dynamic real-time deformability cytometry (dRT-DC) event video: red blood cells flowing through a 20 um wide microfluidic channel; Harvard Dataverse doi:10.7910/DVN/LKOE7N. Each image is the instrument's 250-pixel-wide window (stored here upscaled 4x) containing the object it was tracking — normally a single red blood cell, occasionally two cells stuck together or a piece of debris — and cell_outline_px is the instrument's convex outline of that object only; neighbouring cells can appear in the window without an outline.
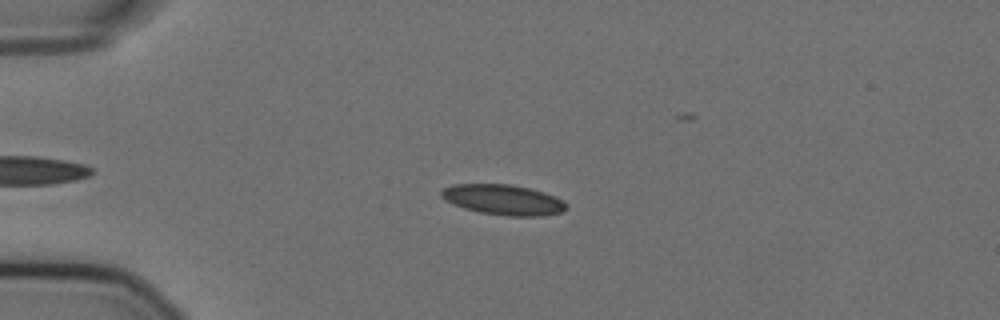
{"species": "Egyptian fruit bat (a non-hibernating species)", "species_latin": "Rousettus aegyptiacus", "temperature_condition": "cold", "stored_images_in_passage": 42, "camera_frame_rate_fps": 3000, "um_per_image_px": 0.085, "animal": {"sex": "female"}, "frame": {"image": 1, "passage_image": 14, "time_ms": 4.333, "image_size_px": [1000, 320], "cell_outline_px": [[568, 208], [564, 212], [544, 216], [504, 216], [480, 212], [464, 208], [452, 204], [444, 200], [440, 196], [440, 192], [444, 188], [452, 184], [512, 184], [528, 188], [564, 200], [568, 204]], "centroid_in_image_um": [42.77, 16.99], "position_along_channel_um": 42.2, "area_um2": 22.25}}
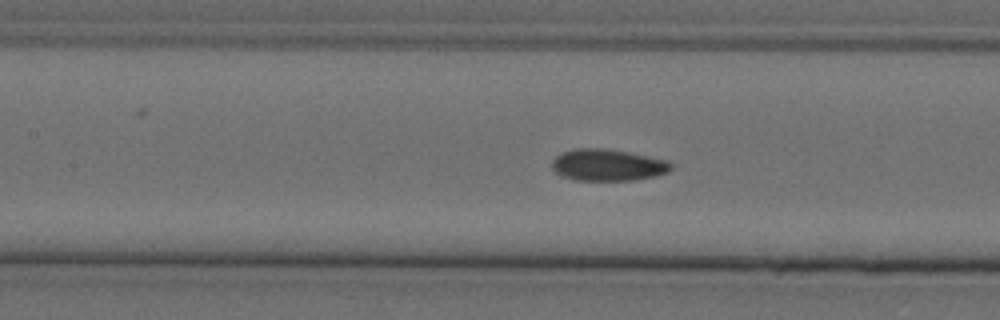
{"frame": {"image": 2, "passage_image": 26, "time_ms": 8.333, "image_size_px": [1000, 320], "cell_outline_px": [[672, 168], [668, 172], [656, 176], [636, 180], [576, 180], [564, 176], [556, 172], [552, 168], [552, 160], [560, 152], [576, 148], [604, 148], [628, 152], [648, 156], [664, 160], [672, 164]], "centroid_in_image_um": [51.64, 14.02], "position_along_channel_um": 155.8, "area_um2": 21.96}}
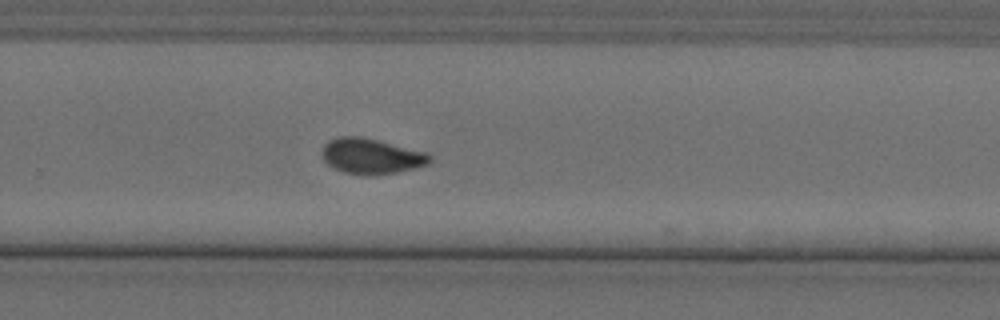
{"frame": {"image": 3, "passage_image": 38, "time_ms": 12.333, "image_size_px": [1000, 320], "cell_outline_px": [[432, 160], [428, 164], [416, 168], [396, 172], [372, 176], [364, 176], [344, 172], [332, 168], [324, 160], [324, 144], [328, 140], [340, 136], [360, 136], [428, 152], [432, 156]], "centroid_in_image_um": [31.59, 13.28], "position_along_channel_um": 298.2, "area_um2": 22.43}}